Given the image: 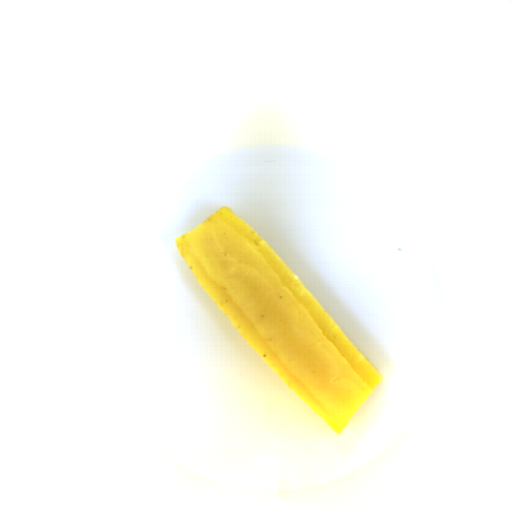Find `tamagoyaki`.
<instances>
[{
  "label": "tamagoyaki",
  "mask_w": 512,
  "mask_h": 512,
  "mask_svg": "<svg viewBox=\"0 0 512 512\" xmlns=\"http://www.w3.org/2000/svg\"><path fill=\"white\" fill-rule=\"evenodd\" d=\"M182 260L274 372L335 434L384 375L231 209L175 238Z\"/></svg>",
  "instance_id": "81b7327e"
}]
</instances>
